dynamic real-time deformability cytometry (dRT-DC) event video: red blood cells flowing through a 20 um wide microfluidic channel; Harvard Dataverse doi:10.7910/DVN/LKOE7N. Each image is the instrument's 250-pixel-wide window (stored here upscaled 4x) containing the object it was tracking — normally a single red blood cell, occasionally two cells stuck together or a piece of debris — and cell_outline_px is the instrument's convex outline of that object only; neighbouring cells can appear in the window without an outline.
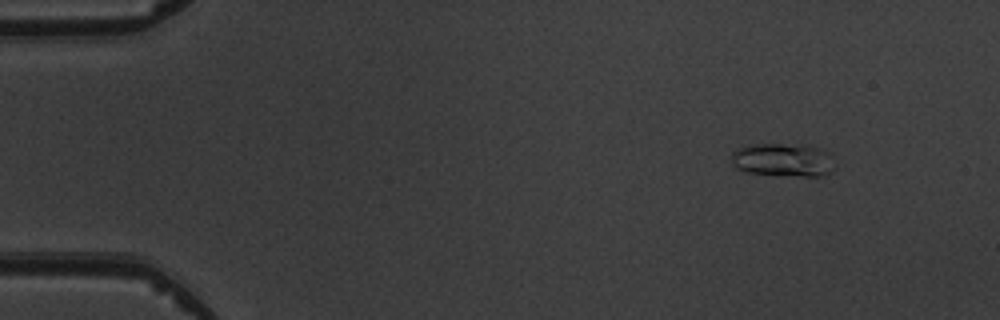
{"species": "common noctule bat (a hibernating species)", "species_latin": "Nyctalus noctula", "temperature_condition": "warm", "stored_images_in_passage": 4, "camera_frame_rate_fps": 3000, "um_per_image_px": 0.085, "animal": {"sex": "male", "body_mass_g": 19.5, "forearm_length_mm": 54.6}, "frame": {"image": 1, "passage_image": 1, "time_ms": 0.0, "image_size_px": [1000, 320], "cell_outline_px": [[836, 168], [824, 176], [776, 176], [748, 172], [736, 168], [732, 164], [732, 152], [736, 148], [752, 144], [808, 144], [828, 152], [832, 156]], "centroid_in_image_um": [66.59, 13.6], "position_along_channel_um": 18.4, "area_um2": 20.69}}